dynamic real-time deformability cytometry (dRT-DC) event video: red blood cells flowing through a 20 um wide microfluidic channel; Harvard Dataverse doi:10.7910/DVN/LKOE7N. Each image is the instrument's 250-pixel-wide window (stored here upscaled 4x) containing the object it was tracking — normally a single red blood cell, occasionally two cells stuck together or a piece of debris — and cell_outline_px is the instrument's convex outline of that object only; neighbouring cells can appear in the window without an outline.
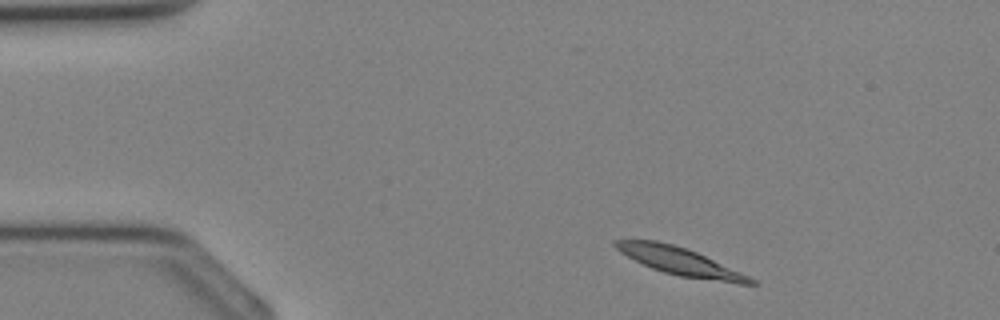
{"species": "Egyptian fruit bat (a non-hibernating species)", "species_latin": "Rousettus aegyptiacus", "temperature_condition": "cold", "stored_images_in_passage": 5, "camera_frame_rate_fps": 3000, "um_per_image_px": 0.085, "animal": {"sex": "female"}, "frame": {"image": 1, "passage_image": 2, "time_ms": 0.333, "image_size_px": [1000, 320], "cell_outline_px": [[760, 284], [740, 284], [680, 276], [664, 272], [652, 268], [620, 252], [612, 244], [612, 240], [656, 240], [672, 244], [696, 252], [740, 272], [756, 280]], "centroid_in_image_um": [57.8, 22.21], "position_along_channel_um": 27.2, "area_um2": 21.33}}